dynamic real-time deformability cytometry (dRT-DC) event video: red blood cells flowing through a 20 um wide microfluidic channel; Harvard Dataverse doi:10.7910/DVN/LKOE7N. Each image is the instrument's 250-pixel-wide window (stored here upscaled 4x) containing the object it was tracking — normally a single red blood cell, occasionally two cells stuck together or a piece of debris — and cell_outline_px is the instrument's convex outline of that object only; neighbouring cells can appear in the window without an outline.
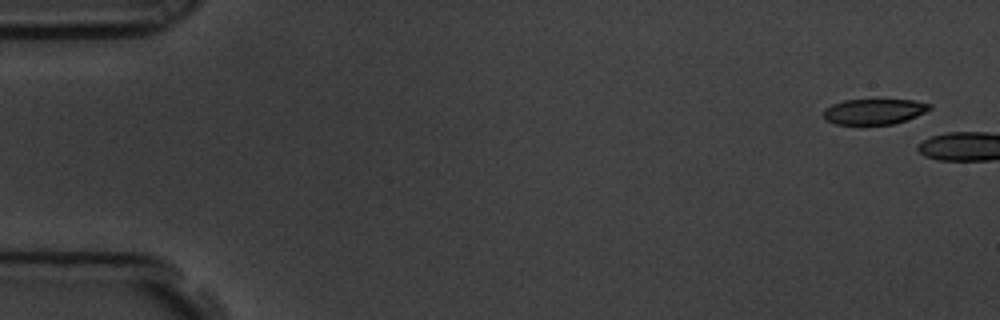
{"species": "common noctule bat (a hibernating species)", "species_latin": "Nyctalus noctula", "temperature_condition": "room temperature", "stored_images_in_passage": 2, "camera_frame_rate_fps": 3000, "um_per_image_px": 0.085, "animal": {"sex": "male", "body_mass_g": 19.5, "forearm_length_mm": 54.6}, "frame": {"image": 1, "passage_image": 1, "time_ms": 0.0, "image_size_px": [1000, 320], "cell_outline_px": [[932, 108], [908, 120], [892, 124], [836, 124], [824, 120], [824, 108], [832, 104], [844, 100], [916, 100], [932, 104]], "centroid_in_image_um": [74.31, 9.48], "position_along_channel_um": 10.7, "area_um2": 15.84}}